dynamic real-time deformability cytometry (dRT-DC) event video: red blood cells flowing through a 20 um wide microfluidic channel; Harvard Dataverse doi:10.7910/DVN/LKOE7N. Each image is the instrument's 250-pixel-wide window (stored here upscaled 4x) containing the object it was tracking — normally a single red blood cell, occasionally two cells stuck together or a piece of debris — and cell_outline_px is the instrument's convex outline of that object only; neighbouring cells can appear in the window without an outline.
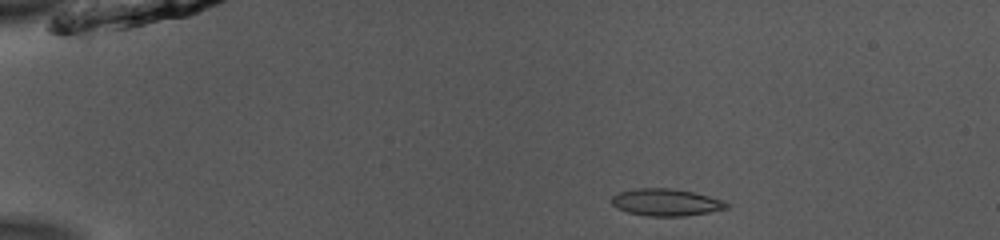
{"species": "common noctule bat (a hibernating species)", "species_latin": "Nyctalus noctula", "temperature_condition": "room temperature", "stored_images_in_passage": 43, "camera_frame_rate_fps": 3000, "um_per_image_px": 0.085, "animal": {"sex": "male", "body_mass_g": 13.0, "forearm_length_mm": 53.1}, "frame": {"image": 1, "passage_image": 1, "time_ms": 0.0, "image_size_px": [1000, 240], "cell_outline_px": [[728, 208], [688, 216], [648, 216], [628, 212], [616, 208], [612, 204], [612, 196], [616, 192], [636, 188], [672, 188], [692, 192], [724, 200], [728, 204]], "centroid_in_image_um": [56.58, 17.19], "position_along_channel_um": 28.4, "area_um2": 18.21}}
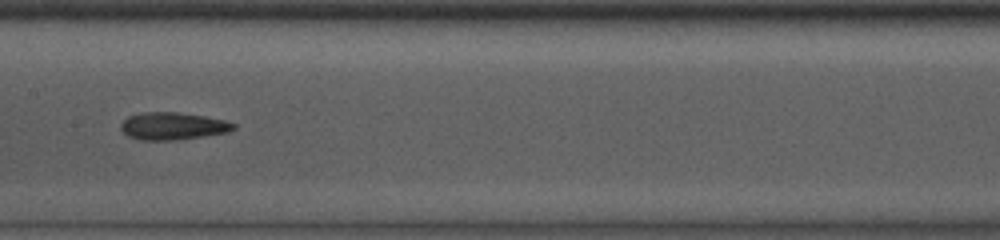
{"frame": {"image": 2, "passage_image": 19, "time_ms": 6.0, "image_size_px": [1000, 240], "cell_outline_px": [[236, 128], [228, 132], [176, 140], [140, 140], [128, 136], [120, 128], [120, 124], [128, 116], [144, 112], [176, 112], [204, 116], [224, 120], [236, 124]], "centroid_in_image_um": [14.67, 10.71], "position_along_channel_um": 192.7, "area_um2": 17.92}}
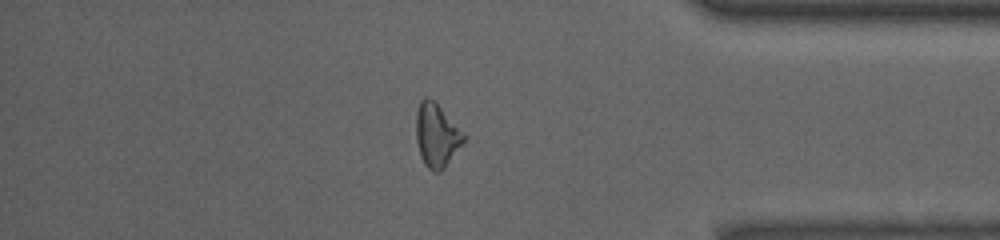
{"frame": {"image": 3, "passage_image": 36, "time_ms": 11.667, "image_size_px": [1000, 240], "cell_outline_px": [[468, 136], [464, 144], [444, 168], [440, 172], [432, 172], [424, 164], [420, 156], [416, 140], [416, 112], [420, 100], [424, 96], [428, 96]], "centroid_in_image_um": [37.13, 11.53], "position_along_channel_um": 398.1, "area_um2": 17.86}, "authors_computed_cell_mechanics": {"area_um2": 17.34, "velocity_mm_per_s": 3.9481, "shape_relaxation_time_tau1_ms": 3.0262, "shape_relaxation_time_tau2_ms": null, "deformation_change_tau1": 0.1162, "deformation_change_tau2": null}}